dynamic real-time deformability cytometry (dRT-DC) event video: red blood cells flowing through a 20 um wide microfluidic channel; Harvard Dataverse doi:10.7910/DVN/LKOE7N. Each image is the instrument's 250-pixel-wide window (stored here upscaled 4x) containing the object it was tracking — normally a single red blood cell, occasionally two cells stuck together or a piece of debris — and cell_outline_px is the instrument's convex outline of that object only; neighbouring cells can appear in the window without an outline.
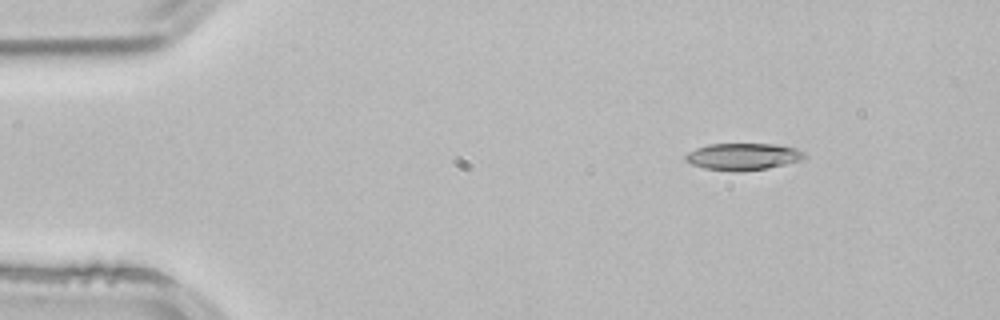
{"species": "common noctule bat (a hibernating species)", "species_latin": "Nyctalus noctula", "temperature_condition": "room temperature", "stored_images_in_passage": 4, "segment_of_instrument_passage": [2, 2], "camera_frame_rate_fps": 3000, "um_per_image_px": 0.085, "animal": {"sex": "male", "body_mass_g": 21.5, "forearm_length_mm": 52.0}, "frame": {"image": 1, "passage_image": 4, "time_ms": 1.0, "image_size_px": [1000, 320], "cell_outline_px": [[804, 156], [800, 160], [768, 168], [704, 168], [692, 164], [684, 160], [684, 156], [688, 152], [696, 148], [708, 144], [776, 144], [796, 148], [804, 152]], "centroid_in_image_um": [63.14, 13.25], "position_along_channel_um": 21.9, "area_um2": 17.63}}